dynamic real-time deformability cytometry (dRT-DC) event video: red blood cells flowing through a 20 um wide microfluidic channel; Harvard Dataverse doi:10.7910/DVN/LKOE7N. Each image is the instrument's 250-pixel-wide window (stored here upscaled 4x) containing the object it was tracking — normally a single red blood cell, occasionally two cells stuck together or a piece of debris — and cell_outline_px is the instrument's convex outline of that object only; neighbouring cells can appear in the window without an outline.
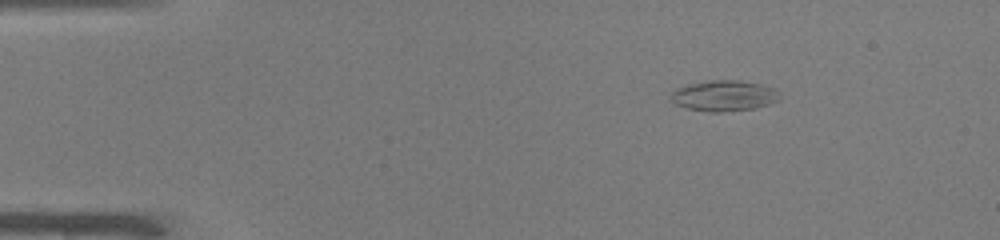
{"species": "common noctule bat (a hibernating species)", "species_latin": "Nyctalus noctula", "temperature_condition": "warm", "stored_images_in_passage": 44, "camera_frame_rate_fps": 3000, "um_per_image_px": 0.085, "animal": {"sex": "male", "body_mass_g": 19.0, "forearm_length_mm": 50.8}, "frame": {"image": 1, "passage_image": 1, "time_ms": 0.0, "image_size_px": [1000, 240], "cell_outline_px": [[780, 100], [768, 104], [752, 108], [720, 112], [708, 112], [688, 108], [676, 104], [672, 100], [672, 92], [676, 88], [688, 84], [708, 80], [736, 80], [760, 84], [772, 88], [780, 96]], "centroid_in_image_um": [61.52, 8.13], "position_along_channel_um": 23.5, "area_um2": 19.19}}
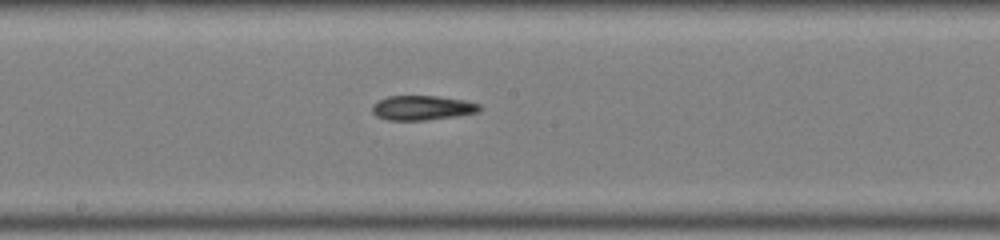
{"frame": {"image": 2, "passage_image": 21, "time_ms": 6.667, "image_size_px": [1000, 240], "cell_outline_px": [[480, 112], [456, 116], [428, 120], [388, 120], [376, 116], [372, 112], [372, 104], [388, 96], [436, 96], [464, 100], [480, 104]], "centroid_in_image_um": [35.89, 9.17], "position_along_channel_um": 212.3, "area_um2": 15.37}}
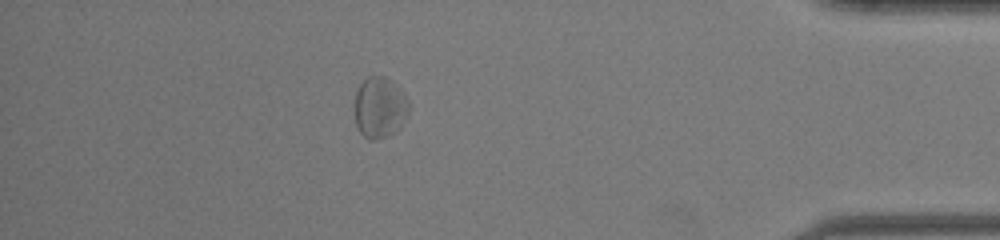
{"frame": {"image": 3, "passage_image": 38, "time_ms": 12.333, "image_size_px": [1000, 240], "cell_outline_px": [[408, 116], [400, 128], [396, 132], [376, 140], [372, 140], [364, 136], [356, 128], [356, 92], [360, 84], [368, 76], [384, 76], [392, 80], [404, 96], [408, 104]], "centroid_in_image_um": [32.28, 9.16], "position_along_channel_um": 402.9, "area_um2": 19.13}, "authors_computed_cell_mechanics": {"area_um2": 16.7331, "velocity_mm_per_s": 4.0516, "shape_relaxation_time_tau1_ms": 2.5308, "shape_relaxation_time_tau2_ms": null, "deformation_change_tau1": 0.0935, "deformation_change_tau2": null}}